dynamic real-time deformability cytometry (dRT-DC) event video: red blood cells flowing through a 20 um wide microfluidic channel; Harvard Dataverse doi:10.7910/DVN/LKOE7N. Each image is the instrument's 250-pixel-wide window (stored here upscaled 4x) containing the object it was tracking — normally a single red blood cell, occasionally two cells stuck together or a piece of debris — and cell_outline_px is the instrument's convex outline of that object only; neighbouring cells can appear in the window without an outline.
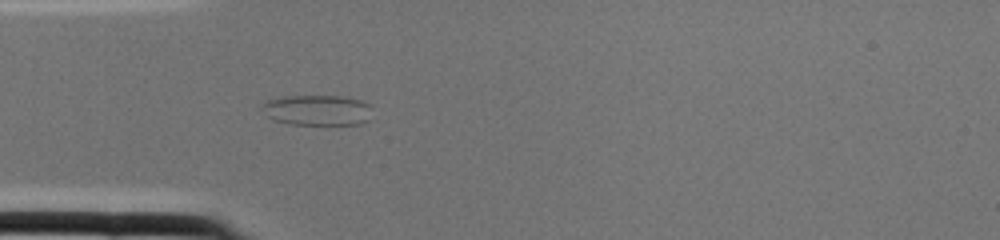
{"species": "common noctule bat (a hibernating species)", "species_latin": "Nyctalus noctula", "temperature_condition": "cold", "stored_images_in_passage": 3, "camera_frame_rate_fps": 3000, "um_per_image_px": 0.085, "animal": {"sex": "female", "body_mass_g": 22.0, "forearm_length_mm": 56.7}, "frame": {"image": 1, "passage_image": 3, "time_ms": 0.667, "image_size_px": [1000, 240], "cell_outline_px": [[372, 104], [368, 120], [360, 124], [288, 124], [272, 120], [268, 116], [260, 104], [268, 100], [284, 96], [340, 96], [360, 100]], "centroid_in_image_um": [26.97, 9.36], "position_along_channel_um": 58.0, "area_um2": 19.59}}